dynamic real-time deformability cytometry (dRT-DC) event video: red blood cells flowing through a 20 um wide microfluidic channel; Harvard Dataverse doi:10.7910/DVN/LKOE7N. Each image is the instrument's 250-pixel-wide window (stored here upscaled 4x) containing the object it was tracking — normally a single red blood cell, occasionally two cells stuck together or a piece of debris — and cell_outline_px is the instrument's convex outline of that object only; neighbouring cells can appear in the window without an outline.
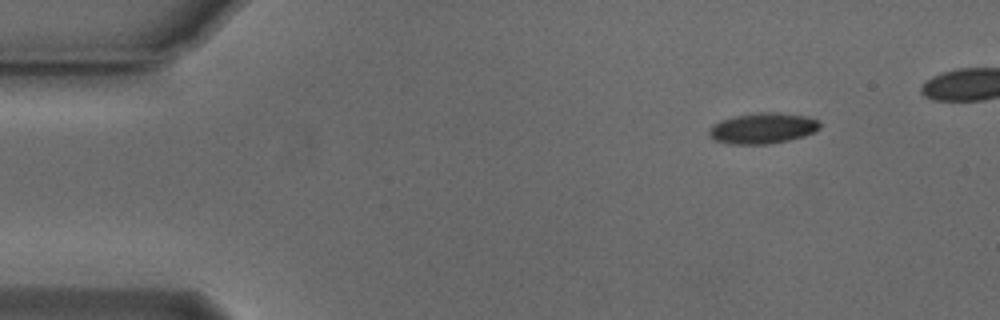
{"species": "Egyptian fruit bat (a non-hibernating species)", "species_latin": "Rousettus aegyptiacus", "temperature_condition": "cold", "stored_images_in_passage": 44, "camera_frame_rate_fps": 3000, "um_per_image_px": 0.085, "animal": {"sex": "male"}, "frame": {"image": 1, "passage_image": 1, "time_ms": 0.0, "image_size_px": [1000, 320], "cell_outline_px": [[820, 128], [804, 136], [788, 140], [768, 144], [728, 144], [712, 140], [708, 132], [712, 124], [720, 120], [736, 116], [756, 112], [776, 112], [808, 116], [820, 120]], "centroid_in_image_um": [64.82, 10.9], "position_along_channel_um": 20.2, "area_um2": 20.06}}
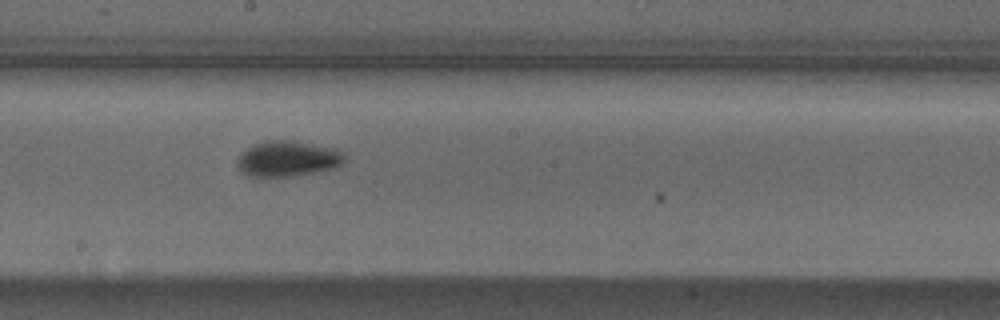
{"frame": {"image": 2, "passage_image": 24, "time_ms": 7.667, "image_size_px": [1000, 320], "cell_outline_px": [[344, 160], [336, 168], [316, 172], [292, 176], [252, 176], [244, 172], [236, 164], [236, 160], [252, 144], [264, 140], [292, 140], [336, 148], [344, 156]], "centroid_in_image_um": [24.47, 13.47], "position_along_channel_um": 223.7, "area_um2": 22.08}}
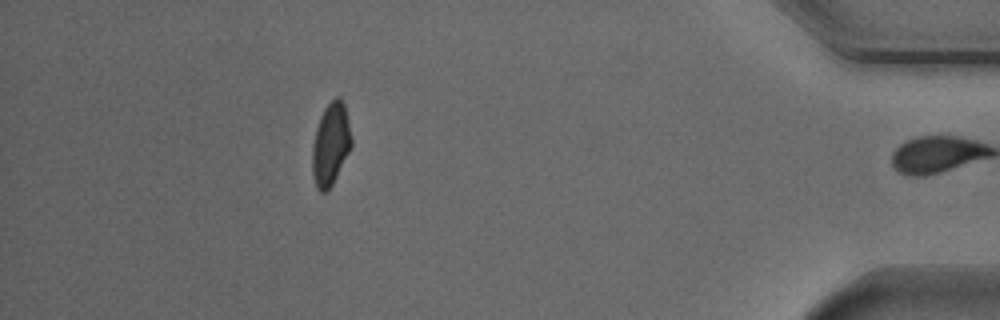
{"frame": {"image": 3, "passage_image": 43, "time_ms": 14.0, "image_size_px": [1000, 320], "cell_outline_px": [[352, 144], [328, 192], [320, 192], [316, 188], [312, 172], [312, 148], [316, 128], [320, 116], [324, 108], [336, 96], [340, 96], [344, 104], [352, 136]], "centroid_in_image_um": [28.09, 12.25], "position_along_channel_um": 407.1, "area_um2": 18.73}, "authors_computed_cell_mechanics": {"area_um2": 20.2011, "velocity_mm_per_s": 3.763, "shape_relaxation_time_tau1_ms": 2.7182, "shape_relaxation_time_tau2_ms": 5.5019, "deformation_change_tau1": 0.0975, "deformation_change_tau2": 0.0959}}